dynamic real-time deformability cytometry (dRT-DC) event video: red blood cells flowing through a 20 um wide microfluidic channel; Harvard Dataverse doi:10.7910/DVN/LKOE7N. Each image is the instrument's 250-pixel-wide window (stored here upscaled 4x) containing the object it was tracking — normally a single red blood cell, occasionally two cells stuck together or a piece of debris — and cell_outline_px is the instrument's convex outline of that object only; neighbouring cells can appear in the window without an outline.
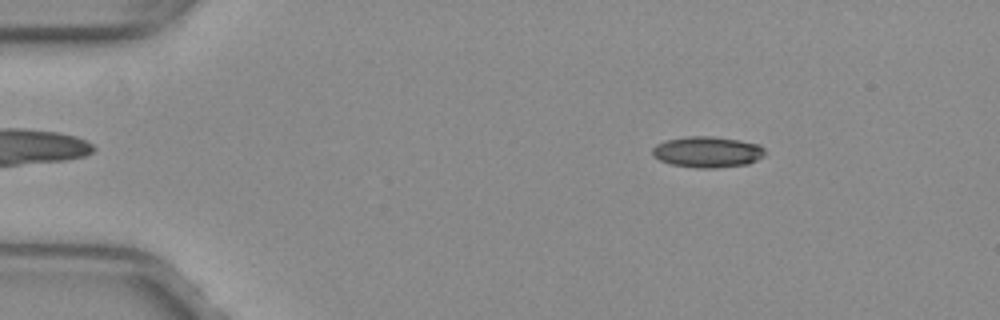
{"species": "common noctule bat (a hibernating species)", "species_latin": "Nyctalus noctula", "temperature_condition": "warm", "stored_images_in_passage": 49, "camera_frame_rate_fps": 3000, "um_per_image_px": 0.085, "animal": {"sex": "female", "body_mass_g": 29.2, "forearm_length_mm": 56.3}, "frame": {"image": 1, "passage_image": 5, "time_ms": 1.333, "image_size_px": [1000, 320], "cell_outline_px": [[764, 156], [748, 164], [716, 168], [696, 168], [672, 164], [660, 160], [652, 156], [652, 148], [656, 144], [668, 140], [688, 136], [712, 136], [740, 140], [760, 144], [764, 148]], "centroid_in_image_um": [60.14, 12.91], "position_along_channel_um": 24.9, "area_um2": 20.4}}
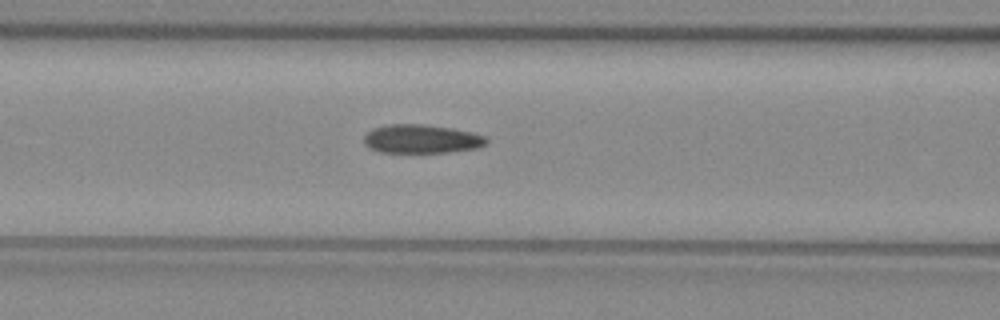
{"frame": {"image": 2, "passage_image": 19, "time_ms": 6.0, "image_size_px": [1000, 320], "cell_outline_px": [[488, 140], [484, 144], [476, 148], [448, 152], [380, 152], [364, 144], [364, 136], [372, 128], [388, 124], [424, 124], [452, 128], [488, 136]], "centroid_in_image_um": [35.82, 11.8], "position_along_channel_um": 130.8, "area_um2": 20.4}}
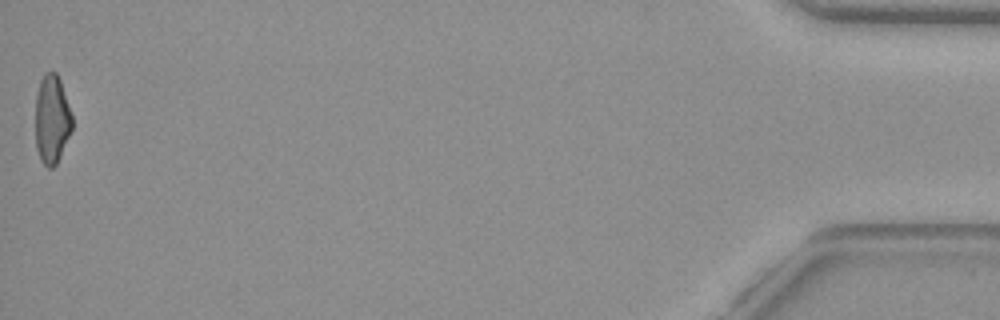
{"frame": {"image": 3, "passage_image": 49, "time_ms": 16.0, "image_size_px": [1000, 320], "cell_outline_px": [[72, 128], [60, 156], [56, 164], [52, 168], [48, 168], [40, 160], [36, 148], [36, 96], [40, 80], [44, 72], [56, 72], [60, 80], [72, 116]], "centroid_in_image_um": [4.4, 10.14], "position_along_channel_um": 430.8, "area_um2": 18.84}, "authors_computed_cell_mechanics": {"area_um2": 20.3456, "velocity_mm_per_s": 4.0069, "shape_relaxation_time_tau1_ms": null, "shape_relaxation_time_tau2_ms": 2.9718, "deformation_change_tau1": null, "deformation_change_tau2": 0.0932}}